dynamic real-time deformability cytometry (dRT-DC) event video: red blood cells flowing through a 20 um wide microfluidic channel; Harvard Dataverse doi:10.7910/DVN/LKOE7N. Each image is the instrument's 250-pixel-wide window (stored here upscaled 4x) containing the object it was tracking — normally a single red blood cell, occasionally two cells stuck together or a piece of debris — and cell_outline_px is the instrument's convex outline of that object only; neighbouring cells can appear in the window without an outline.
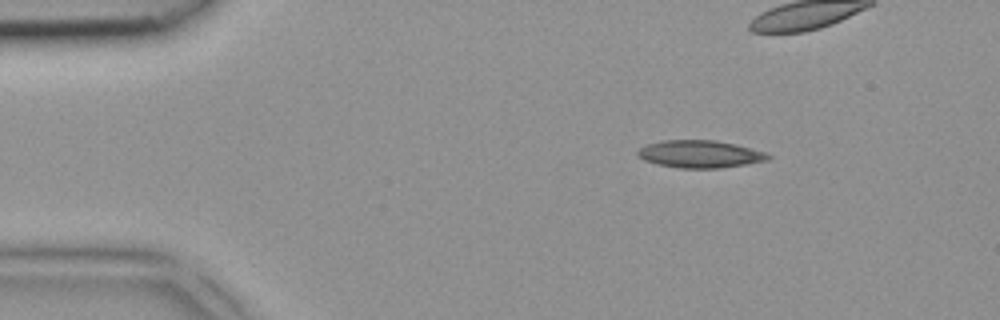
{"species": "common noctule bat (a hibernating species)", "species_latin": "Nyctalus noctula", "temperature_condition": "room temperature", "stored_images_in_passage": 3, "camera_frame_rate_fps": 3000, "um_per_image_px": 0.085, "animal": {"sex": "female", "body_mass_g": 18.4}, "frame": {"image": 1, "passage_image": 1, "time_ms": 0.0, "image_size_px": [1000, 320], "cell_outline_px": [[772, 156], [768, 160], [720, 168], [680, 168], [656, 164], [644, 160], [636, 156], [636, 152], [640, 148], [648, 144], [664, 140], [716, 140], [736, 144], [768, 152]], "centroid_in_image_um": [59.51, 13.09], "position_along_channel_um": 25.5, "area_um2": 20.98}}